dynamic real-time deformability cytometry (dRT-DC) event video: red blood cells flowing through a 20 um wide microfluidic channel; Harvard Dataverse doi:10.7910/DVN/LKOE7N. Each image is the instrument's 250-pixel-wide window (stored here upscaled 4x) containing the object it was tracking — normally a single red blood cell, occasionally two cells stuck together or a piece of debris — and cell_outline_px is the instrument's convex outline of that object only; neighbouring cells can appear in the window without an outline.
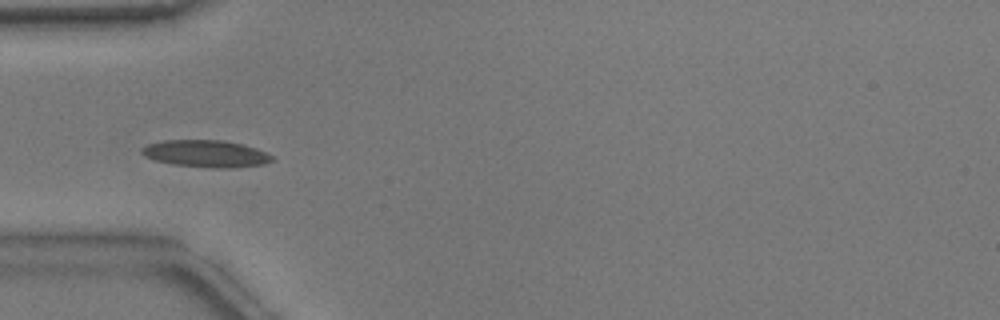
{"species": "common noctule bat (a hibernating species)", "species_latin": "Nyctalus noctula", "temperature_condition": "warm", "stored_images_in_passage": 48, "camera_frame_rate_fps": 3000, "um_per_image_px": 0.085, "animal": {"sex": "male", "body_mass_g": 17.9}, "frame": {"image": 1, "passage_image": 11, "time_ms": 3.333, "image_size_px": [1000, 320], "cell_outline_px": [[276, 160], [264, 164], [232, 168], [212, 168], [172, 164], [156, 160], [144, 156], [140, 152], [140, 148], [148, 144], [164, 140], [220, 140], [240, 144], [256, 148], [272, 156]], "centroid_in_image_um": [17.49, 13.07], "position_along_channel_um": 67.5, "area_um2": 20.52}}
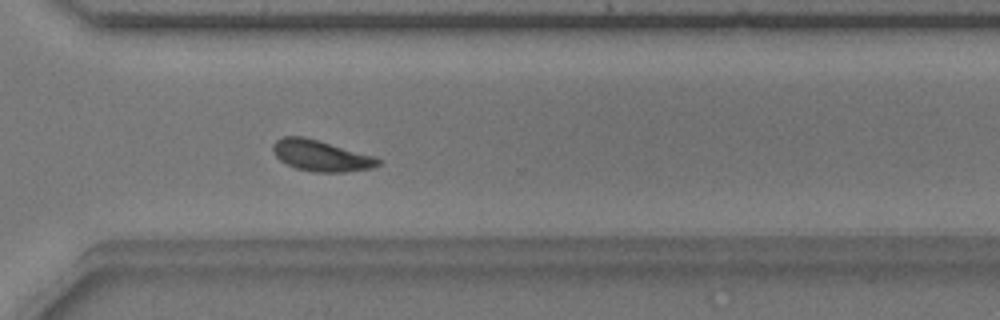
{"frame": {"image": 2, "passage_image": 33, "time_ms": 10.667, "image_size_px": [1000, 320], "cell_outline_px": [[380, 164], [372, 168], [344, 172], [312, 172], [296, 168], [280, 160], [276, 156], [272, 148], [272, 144], [276, 140], [284, 136], [304, 136], [372, 156], [380, 160]], "centroid_in_image_um": [27.24, 13.23], "position_along_channel_um": 343.4, "area_um2": 18.73}}
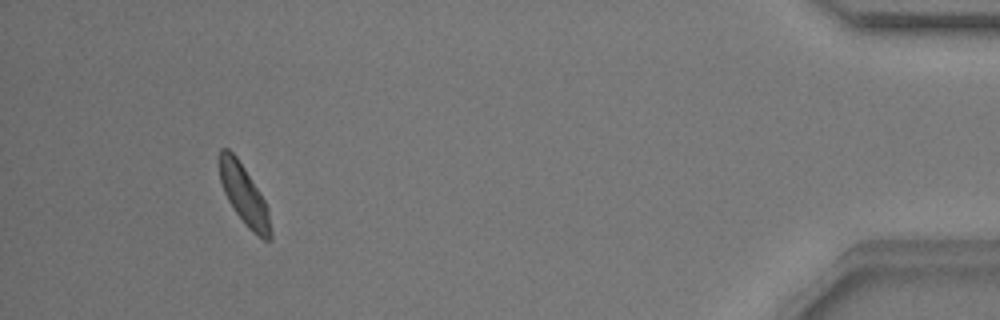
{"frame": {"image": 3, "passage_image": 44, "time_ms": 14.333, "image_size_px": [1000, 320], "cell_outline_px": [[272, 240], [264, 240], [256, 236], [244, 224], [228, 200], [224, 192], [220, 180], [216, 164], [216, 160], [220, 148], [228, 148], [236, 156], [244, 168], [264, 200], [268, 208], [272, 232]], "centroid_in_image_um": [20.7, 16.55], "position_along_channel_um": 414.5, "area_um2": 18.09}, "authors_computed_cell_mechanics": {"area_um2": 18.7272, "velocity_mm_per_s": 3.753, "shape_relaxation_time_tau1_ms": 3.7394, "shape_relaxation_time_tau2_ms": 1.7785, "deformation_change_tau1": 0.0913, "deformation_change_tau2": 0.058}}